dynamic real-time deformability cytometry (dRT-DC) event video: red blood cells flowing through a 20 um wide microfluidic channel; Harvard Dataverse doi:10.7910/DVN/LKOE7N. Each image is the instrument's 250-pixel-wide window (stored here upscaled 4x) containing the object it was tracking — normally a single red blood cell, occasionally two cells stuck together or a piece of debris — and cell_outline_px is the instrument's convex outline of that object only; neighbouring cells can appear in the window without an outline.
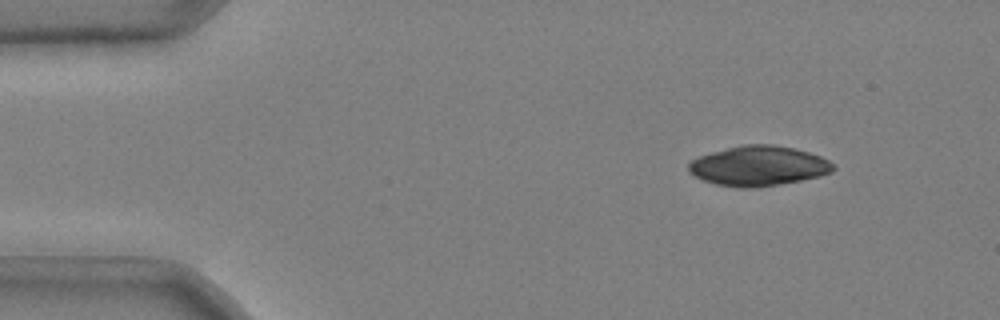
{"species": "common noctule bat (a hibernating species)", "species_latin": "Nyctalus noctula", "temperature_condition": "cold", "stored_images_in_passage": 45, "camera_frame_rate_fps": 3000, "um_per_image_px": 0.085, "animal": {"sex": "male", "body_mass_g": 20.4}, "frame": {"image": 1, "passage_image": 1, "time_ms": 0.0, "image_size_px": [1000, 320], "cell_outline_px": [[836, 168], [832, 172], [820, 176], [760, 188], [736, 188], [716, 184], [704, 180], [688, 172], [688, 164], [692, 160], [700, 156], [712, 152], [744, 144], [772, 144], [792, 148], [808, 152], [820, 156], [828, 160]], "centroid_in_image_um": [64.47, 14.11], "position_along_channel_um": 20.5, "area_um2": 33.58}}